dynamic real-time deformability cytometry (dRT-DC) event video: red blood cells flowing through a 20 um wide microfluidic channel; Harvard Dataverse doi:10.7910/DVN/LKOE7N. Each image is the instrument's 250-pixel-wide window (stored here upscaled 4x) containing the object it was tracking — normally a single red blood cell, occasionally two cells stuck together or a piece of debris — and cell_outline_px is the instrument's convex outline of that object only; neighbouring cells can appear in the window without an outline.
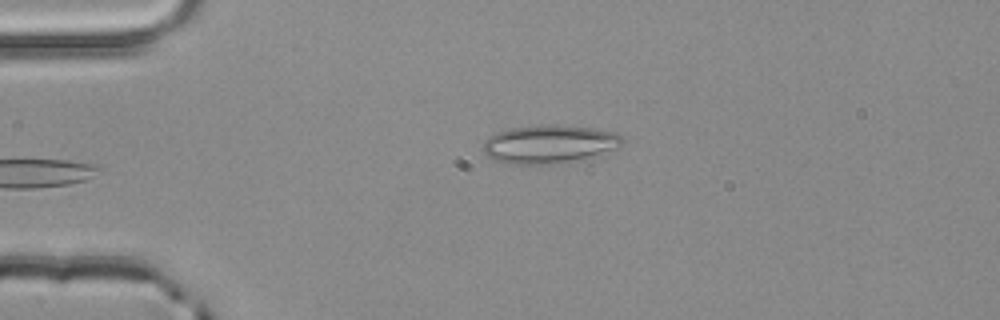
{"species": "common noctule bat (a hibernating species)", "species_latin": "Nyctalus noctula", "temperature_condition": "room temperature", "stored_images_in_passage": 3, "camera_frame_rate_fps": 3000, "um_per_image_px": 0.085, "animal": {"sex": "male", "body_mass_g": 20.4}, "frame": {"image": 1, "passage_image": 3, "time_ms": 0.667, "image_size_px": [1000, 320], "cell_outline_px": [[624, 140], [620, 148], [600, 156], [588, 160], [552, 164], [512, 164], [492, 160], [484, 152], [484, 140], [488, 136], [496, 132], [512, 128], [552, 124], [556, 124], [592, 128], [616, 132]], "centroid_in_image_um": [46.76, 12.27], "position_along_channel_um": 38.2, "area_um2": 31.85}}